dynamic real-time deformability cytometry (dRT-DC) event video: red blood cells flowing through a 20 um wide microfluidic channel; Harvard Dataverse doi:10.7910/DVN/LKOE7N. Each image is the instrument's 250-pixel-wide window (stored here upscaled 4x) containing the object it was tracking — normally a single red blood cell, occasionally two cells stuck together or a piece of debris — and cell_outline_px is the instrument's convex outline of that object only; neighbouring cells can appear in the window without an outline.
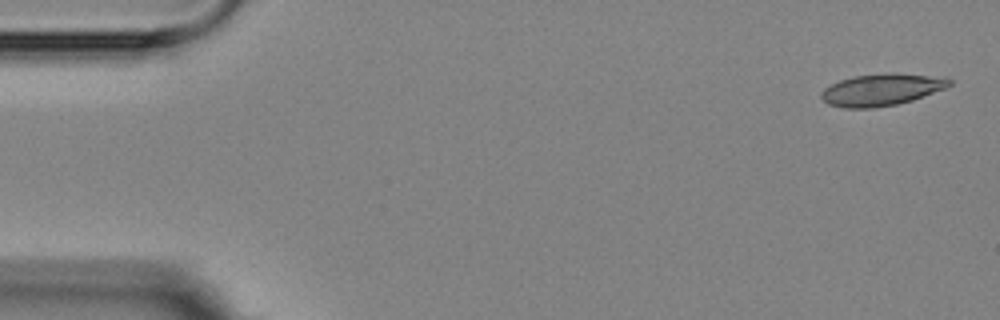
{"species": "Egyptian fruit bat (a non-hibernating species)", "species_latin": "Rousettus aegyptiacus", "temperature_condition": "room temperature", "stored_images_in_passage": 10, "camera_frame_rate_fps": 3000, "um_per_image_px": 0.085, "animal": {"sex": "female"}, "frame": {"image": 1, "passage_image": 1, "time_ms": 0.0, "image_size_px": [1000, 320], "cell_outline_px": [[952, 84], [944, 88], [912, 100], [896, 104], [872, 108], [844, 108], [828, 104], [820, 96], [820, 92], [824, 88], [840, 80], [852, 76], [888, 72], [896, 72], [948, 76], [952, 80]], "centroid_in_image_um": [74.97, 7.59], "position_along_channel_um": 10.0, "area_um2": 24.22}}